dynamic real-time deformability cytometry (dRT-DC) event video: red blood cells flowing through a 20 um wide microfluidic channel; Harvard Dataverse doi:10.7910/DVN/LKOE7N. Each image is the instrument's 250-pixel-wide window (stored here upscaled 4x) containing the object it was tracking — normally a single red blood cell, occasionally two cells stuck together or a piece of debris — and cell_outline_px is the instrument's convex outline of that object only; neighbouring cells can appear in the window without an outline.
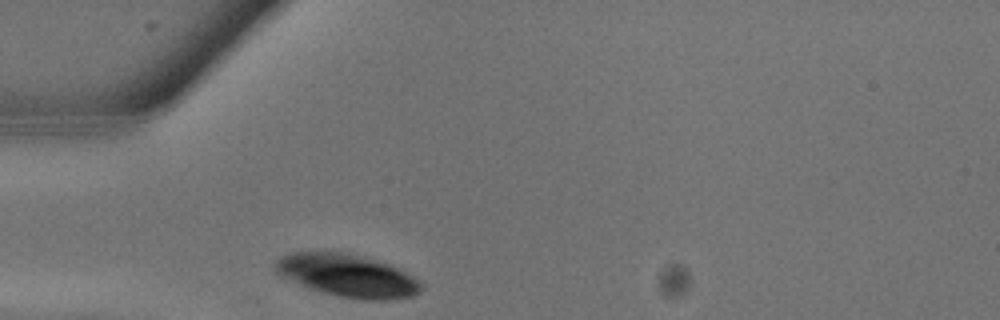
{"species": "common noctule bat (a hibernating species)", "species_latin": "Nyctalus noctula", "temperature_condition": "warm", "stored_images_in_passage": 3, "camera_frame_rate_fps": 3000, "um_per_image_px": 0.085, "animal": {"sex": "male", "body_mass_g": 13.3}, "frame": {"image": 1, "passage_image": 1, "time_ms": 0.0, "image_size_px": [1000, 320], "cell_outline_px": [[420, 292], [412, 296], [384, 300], [364, 300], [340, 296], [308, 288], [280, 276], [276, 272], [272, 264], [280, 256], [292, 252], [348, 252], [388, 264], [412, 276], [420, 284]], "centroid_in_image_um": [29.45, 23.41], "position_along_channel_um": 55.5, "area_um2": 35.95}}